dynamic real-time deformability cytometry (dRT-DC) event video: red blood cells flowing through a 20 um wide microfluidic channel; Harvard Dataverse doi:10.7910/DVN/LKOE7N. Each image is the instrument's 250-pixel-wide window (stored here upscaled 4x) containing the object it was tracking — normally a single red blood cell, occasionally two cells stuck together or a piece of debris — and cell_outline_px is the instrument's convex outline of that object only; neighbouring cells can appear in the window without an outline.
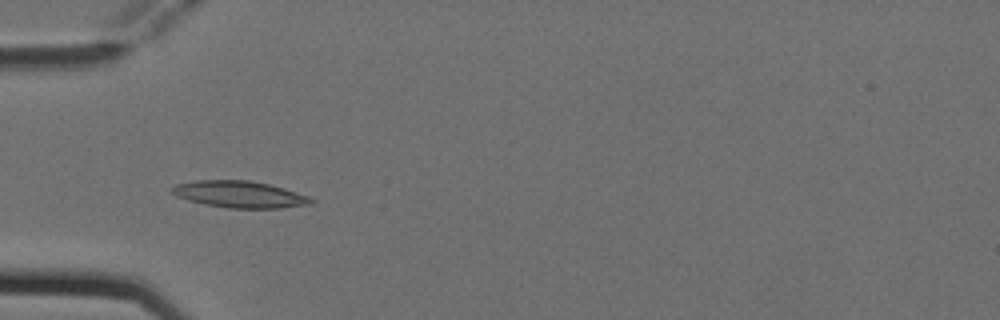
{"species": "Egyptian fruit bat (a non-hibernating species)", "species_latin": "Rousettus aegyptiacus", "temperature_condition": "cold", "stored_images_in_passage": 5, "camera_frame_rate_fps": 3000, "um_per_image_px": 0.085, "animal": {"sex": "female"}, "frame": {"image": 1, "passage_image": 3, "time_ms": 0.667, "image_size_px": [1000, 320], "cell_outline_px": [[316, 200], [312, 204], [280, 208], [228, 208], [204, 204], [188, 200], [176, 196], [168, 188], [176, 184], [196, 180], [248, 180], [268, 184], [284, 188], [308, 196]], "centroid_in_image_um": [20.35, 16.52], "position_along_channel_um": 64.6, "area_um2": 21.73}}
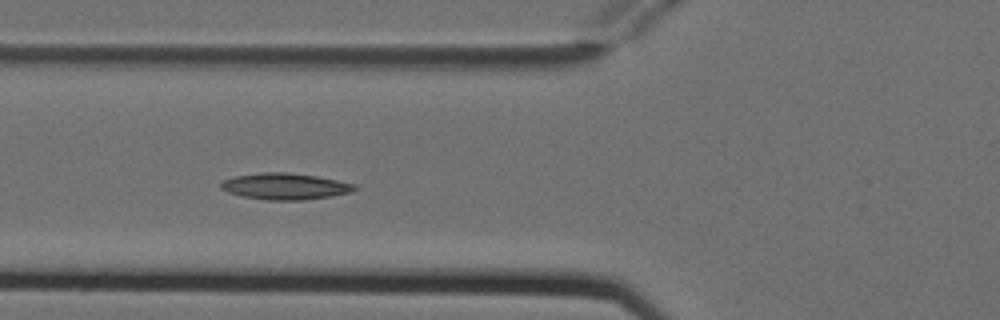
{"frame": {"image": 2, "passage_image": 4, "time_ms": 1.0, "image_size_px": [1000, 320], "cell_outline_px": [[360, 188], [352, 192], [332, 196], [304, 200], [268, 200], [240, 196], [228, 192], [220, 188], [220, 184], [224, 180], [236, 176], [260, 172], [288, 172], [316, 176], [356, 184]], "centroid_in_image_um": [24.26, 15.84], "position_along_channel_um": 101.5, "area_um2": 20.69}}
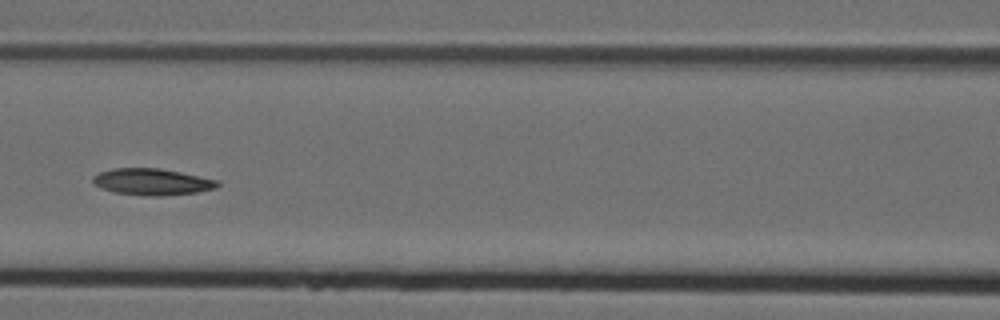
{"frame": {"image": 3, "passage_image": 5, "time_ms": 1.333, "image_size_px": [1000, 320], "cell_outline_px": [[220, 184], [216, 188], [196, 192], [160, 196], [148, 196], [112, 192], [100, 188], [92, 180], [92, 176], [100, 172], [112, 168], [160, 168], [220, 180]], "centroid_in_image_um": [12.92, 15.45], "position_along_channel_um": 153.7, "area_um2": 19.36}}